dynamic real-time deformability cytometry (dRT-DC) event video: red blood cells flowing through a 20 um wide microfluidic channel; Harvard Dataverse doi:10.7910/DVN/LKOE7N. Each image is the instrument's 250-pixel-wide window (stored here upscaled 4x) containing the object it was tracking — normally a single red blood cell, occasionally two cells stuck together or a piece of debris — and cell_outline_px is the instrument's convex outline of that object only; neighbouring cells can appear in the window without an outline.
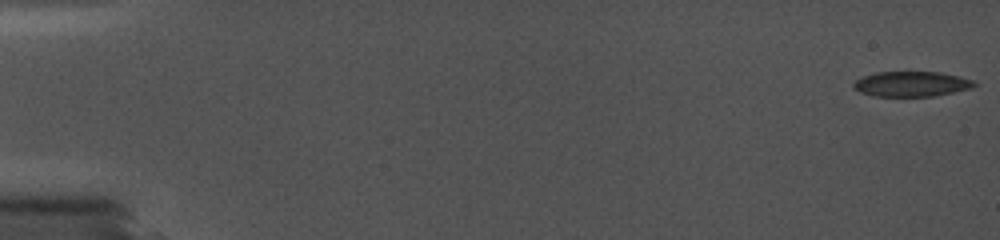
{"species": "common noctule bat (a hibernating species)", "species_latin": "Nyctalus noctula", "temperature_condition": "cold", "stored_images_in_passage": 38, "camera_frame_rate_fps": 5000, "um_per_image_px": 0.085, "animal": {"sex": "female", "body_mass_g": 19.0, "forearm_length_mm": 56.7}, "frame": {"image": 1, "passage_image": 1, "time_ms": 0.0, "image_size_px": [1000, 240], "cell_outline_px": [[976, 84], [972, 88], [936, 96], [872, 96], [860, 92], [852, 88], [852, 84], [856, 80], [864, 76], [876, 72], [940, 72], [972, 80]], "centroid_in_image_um": [77.43, 7.14], "position_along_channel_um": 7.6, "area_um2": 17.63}}
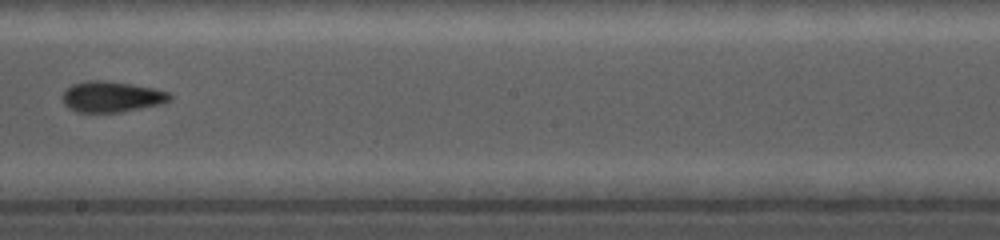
{"frame": {"image": 2, "passage_image": 28, "time_ms": 10.6, "image_size_px": [1000, 240], "cell_outline_px": [[172, 100], [160, 104], [120, 112], [76, 112], [68, 108], [64, 104], [60, 96], [72, 84], [88, 80], [104, 80], [152, 88], [168, 92], [172, 96]], "centroid_in_image_um": [9.44, 8.23], "position_along_channel_um": 238.8, "area_um2": 19.19}}
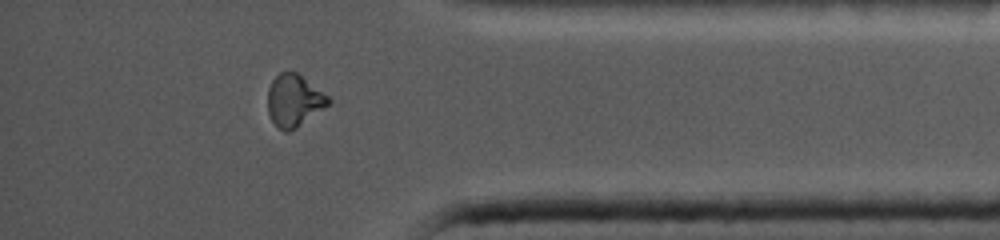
{"frame": {"image": 3, "passage_image": 37, "time_ms": 15.2, "image_size_px": [1000, 240], "cell_outline_px": [[332, 100], [324, 108], [296, 128], [288, 132], [284, 132], [272, 120], [268, 112], [268, 88], [272, 80], [280, 72], [296, 72], [328, 96]], "centroid_in_image_um": [24.98, 8.55], "position_along_channel_um": 410.2, "area_um2": 18.09}}